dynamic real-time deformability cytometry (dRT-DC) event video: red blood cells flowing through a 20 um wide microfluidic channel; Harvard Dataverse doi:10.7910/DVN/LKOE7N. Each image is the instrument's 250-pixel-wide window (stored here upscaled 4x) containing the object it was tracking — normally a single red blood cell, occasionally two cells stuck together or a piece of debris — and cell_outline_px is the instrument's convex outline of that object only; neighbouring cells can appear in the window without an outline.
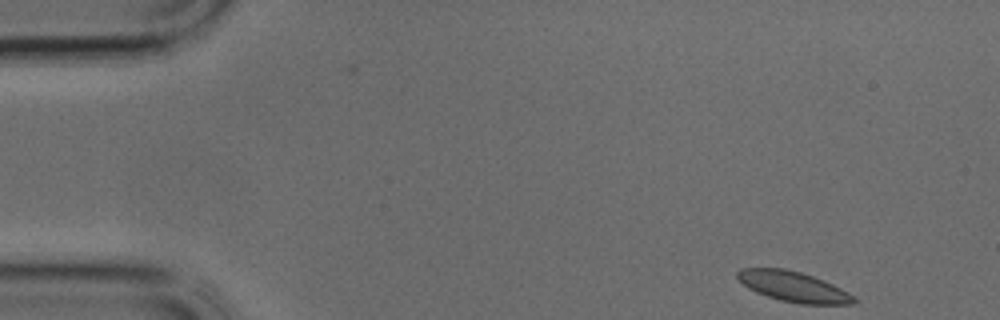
{"species": "common noctule bat (a hibernating species)", "species_latin": "Nyctalus noctula", "temperature_condition": "cold", "stored_images_in_passage": 36, "camera_frame_rate_fps": 3000, "um_per_image_px": 0.085, "animal": {"sex": "male", "body_mass_g": 17.9, "forearm_length_mm": 54.2}, "frame": {"image": 1, "passage_image": 1, "time_ms": 0.0, "image_size_px": [1000, 320], "cell_outline_px": [[860, 300], [856, 304], [800, 304], [780, 300], [756, 292], [748, 288], [736, 276], [736, 272], [740, 268], [784, 268], [800, 272], [824, 280], [848, 292]], "centroid_in_image_um": [67.47, 24.37], "position_along_channel_um": 17.5, "area_um2": 20.58}}
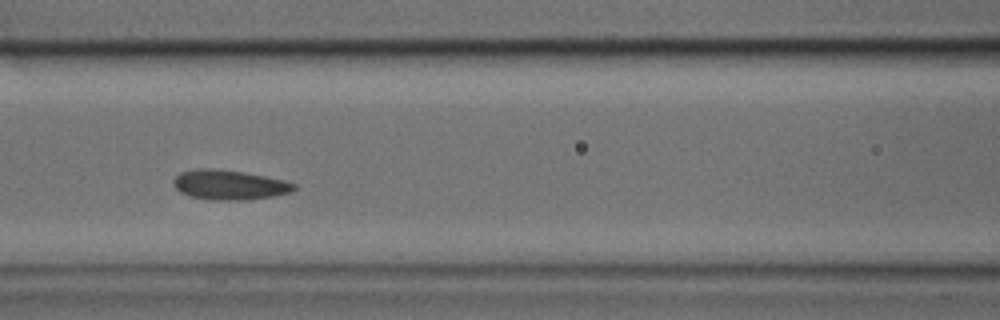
{"frame": {"image": 2, "passage_image": 14, "time_ms": 4.333, "image_size_px": [1000, 320], "cell_outline_px": [[296, 188], [292, 192], [272, 196], [248, 200], [208, 200], [188, 196], [180, 192], [172, 184], [172, 180], [180, 172], [196, 168], [216, 168], [244, 172], [284, 180], [296, 184]], "centroid_in_image_um": [19.46, 15.71], "position_along_channel_um": 147.1, "area_um2": 21.21}}
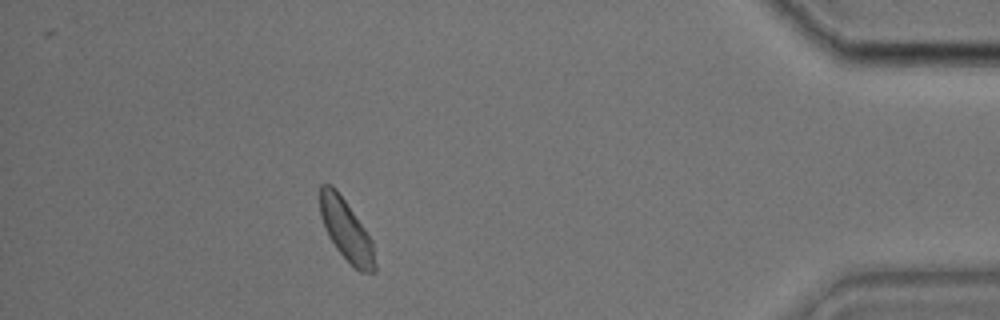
{"frame": {"image": 3, "passage_image": 32, "time_ms": 10.333, "image_size_px": [1000, 320], "cell_outline_px": [[376, 272], [360, 272], [336, 248], [328, 236], [320, 216], [320, 184], [332, 184], [336, 188], [364, 228], [372, 240], [376, 264]], "centroid_in_image_um": [29.42, 19.55], "position_along_channel_um": 405.8, "area_um2": 19.36}}